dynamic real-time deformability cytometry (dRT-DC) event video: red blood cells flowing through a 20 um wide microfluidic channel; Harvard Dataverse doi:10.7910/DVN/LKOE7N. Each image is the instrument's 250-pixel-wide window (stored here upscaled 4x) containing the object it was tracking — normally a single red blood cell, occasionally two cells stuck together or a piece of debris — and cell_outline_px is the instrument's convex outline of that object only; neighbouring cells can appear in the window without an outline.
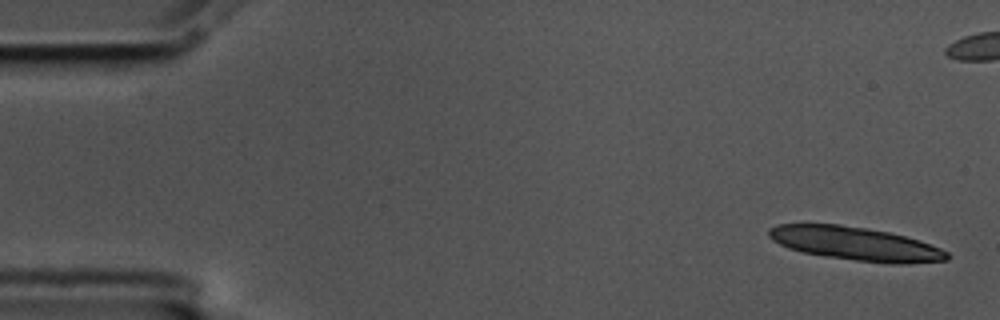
{"species": "common noctule bat (a hibernating species)", "species_latin": "Nyctalus noctula", "temperature_condition": "cold", "stored_images_in_passage": 5, "camera_frame_rate_fps": 3000, "um_per_image_px": 0.085, "animal": {"sex": "male", "body_mass_g": 17.5, "forearm_length_mm": 52.3}, "frame": {"image": 1, "passage_image": 1, "time_ms": 0.0, "image_size_px": [1000, 320], "cell_outline_px": [[948, 260], [904, 264], [892, 264], [856, 260], [824, 256], [804, 252], [788, 248], [772, 240], [768, 236], [768, 228], [776, 224], [840, 224], [888, 232], [920, 240], [940, 248], [948, 252]], "centroid_in_image_um": [72.7, 20.71], "position_along_channel_um": 12.3, "area_um2": 34.68}}